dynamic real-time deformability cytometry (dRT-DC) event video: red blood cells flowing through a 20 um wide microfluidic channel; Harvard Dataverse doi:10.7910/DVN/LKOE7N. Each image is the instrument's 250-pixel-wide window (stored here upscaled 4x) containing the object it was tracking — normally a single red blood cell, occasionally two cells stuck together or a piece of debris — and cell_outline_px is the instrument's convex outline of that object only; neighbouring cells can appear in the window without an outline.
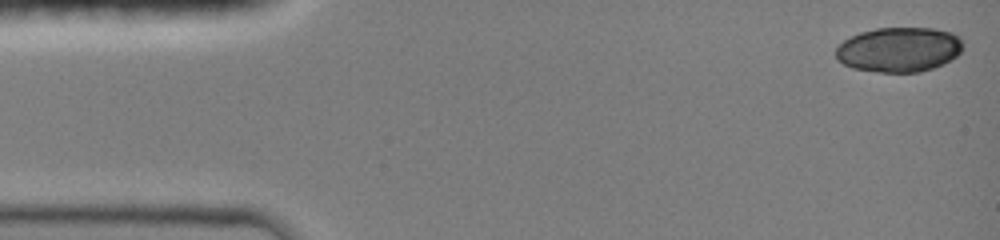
{"species": "common noctule bat (a hibernating species)", "species_latin": "Nyctalus noctula", "temperature_condition": "room temperature", "stored_images_in_passage": 10, "camera_frame_rate_fps": 3000, "um_per_image_px": 0.085, "animal": {"sex": "female", "body_mass_g": 19.0, "forearm_length_mm": 51.5}, "frame": {"image": 1, "passage_image": 1, "time_ms": 0.0, "image_size_px": [1000, 240], "cell_outline_px": [[964, 44], [960, 52], [956, 56], [932, 68], [920, 72], [880, 72], [852, 68], [844, 64], [836, 56], [836, 48], [844, 40], [860, 32], [876, 28], [932, 28], [952, 32], [960, 36]], "centroid_in_image_um": [76.43, 4.2], "position_along_channel_um": 8.6, "area_um2": 33.06}}